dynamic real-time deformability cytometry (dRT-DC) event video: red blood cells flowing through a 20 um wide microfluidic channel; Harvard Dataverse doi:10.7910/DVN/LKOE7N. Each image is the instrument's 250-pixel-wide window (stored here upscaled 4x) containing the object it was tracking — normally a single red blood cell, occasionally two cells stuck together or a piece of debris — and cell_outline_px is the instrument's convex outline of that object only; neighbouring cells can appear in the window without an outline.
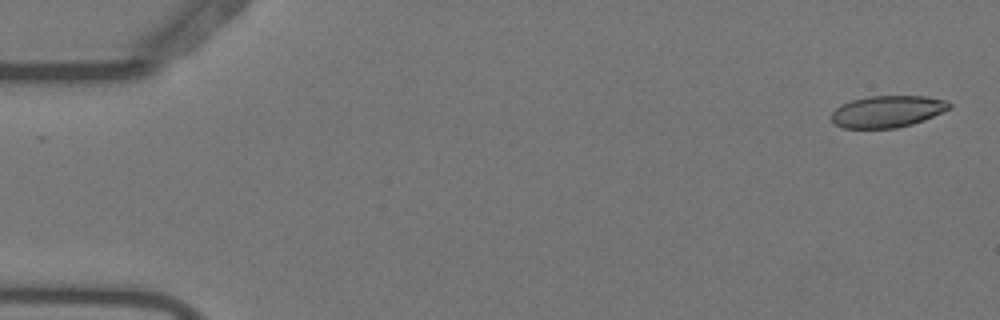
{"species": "Egyptian fruit bat (a non-hibernating species)", "species_latin": "Rousettus aegyptiacus", "temperature_condition": "warm", "stored_images_in_passage": 54, "camera_frame_rate_fps": 3000, "um_per_image_px": 0.085, "animal": {"sex": "female"}, "frame": {"image": 1, "passage_image": 1, "time_ms": 0.0, "image_size_px": [1000, 320], "cell_outline_px": [[952, 108], [944, 112], [924, 120], [912, 124], [896, 128], [844, 128], [836, 124], [832, 120], [832, 112], [840, 104], [852, 100], [868, 96], [924, 96], [948, 100], [952, 104]], "centroid_in_image_um": [75.47, 9.47], "position_along_channel_um": 9.5, "area_um2": 21.96}}
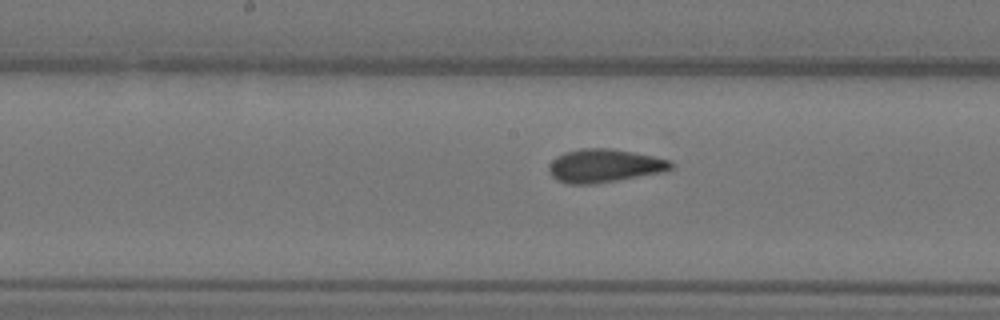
{"frame": {"image": 2, "passage_image": 27, "time_ms": 8.667, "image_size_px": [1000, 320], "cell_outline_px": [[676, 164], [672, 168], [660, 172], [616, 180], [592, 184], [568, 184], [556, 180], [552, 176], [548, 168], [552, 160], [556, 156], [564, 152], [580, 148], [612, 148], [652, 156], [668, 160]], "centroid_in_image_um": [51.32, 14.08], "position_along_channel_um": 196.9, "area_um2": 23.52}}
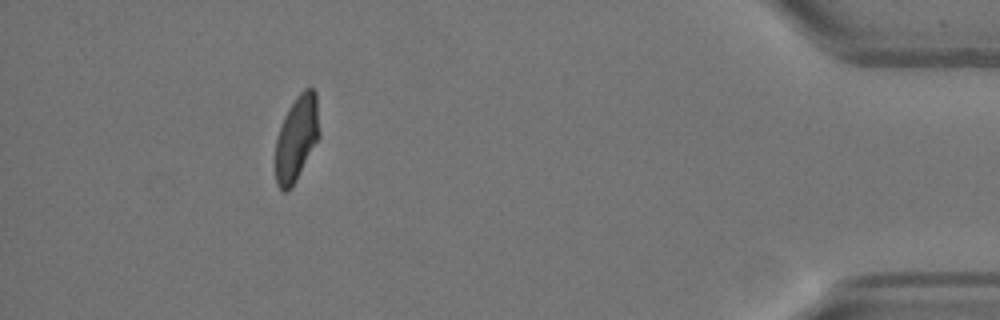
{"frame": {"image": 3, "passage_image": 49, "time_ms": 16.0, "image_size_px": [1000, 320], "cell_outline_px": [[320, 136], [292, 188], [288, 192], [284, 192], [276, 184], [276, 136], [284, 116], [288, 108], [296, 96], [304, 88], [312, 88], [316, 92], [320, 132]], "centroid_in_image_um": [25.22, 11.74], "position_along_channel_um": 410.0, "area_um2": 22.02}, "authors_computed_cell_mechanics": {"area_um2": 23.12, "velocity_mm_per_s": 3.6931, "shape_relaxation_time_tau1_ms": 7.4565, "shape_relaxation_time_tau2_ms": 1.1005, "deformation_change_tau1": 0.2004, "deformation_change_tau2": 0.0678}}